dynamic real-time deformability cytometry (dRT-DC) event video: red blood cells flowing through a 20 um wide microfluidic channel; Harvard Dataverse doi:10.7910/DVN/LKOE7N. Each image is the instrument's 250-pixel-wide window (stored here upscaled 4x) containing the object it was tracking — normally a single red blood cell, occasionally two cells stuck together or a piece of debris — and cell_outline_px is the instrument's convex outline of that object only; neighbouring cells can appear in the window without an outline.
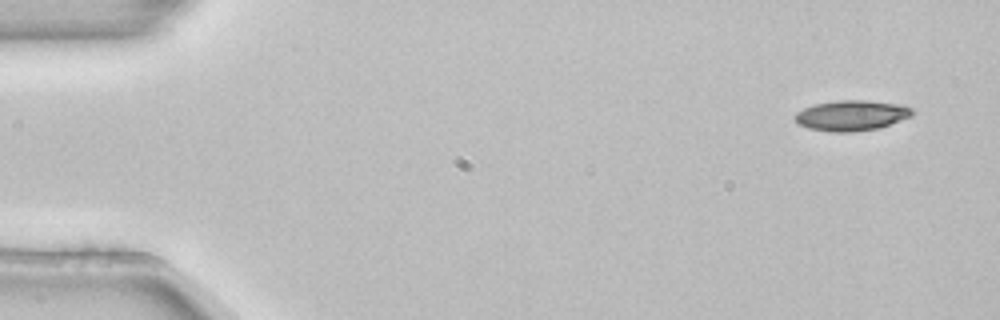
{"species": "common noctule bat (a hibernating species)", "species_latin": "Nyctalus noctula", "temperature_condition": "room temperature", "stored_images_in_passage": 4, "camera_frame_rate_fps": 3000, "um_per_image_px": 0.085, "animal": {"sex": "female", "body_mass_g": 22.7, "forearm_length_mm": 54.2}, "frame": {"image": 1, "passage_image": 1, "time_ms": 0.0, "image_size_px": [1000, 320], "cell_outline_px": [[916, 112], [912, 116], [876, 128], [852, 132], [832, 132], [808, 128], [800, 124], [792, 116], [796, 112], [804, 108], [816, 104], [836, 100], [868, 100], [904, 104], [912, 108]], "centroid_in_image_um": [72.4, 9.8], "position_along_channel_um": 12.6, "area_um2": 20.87}}
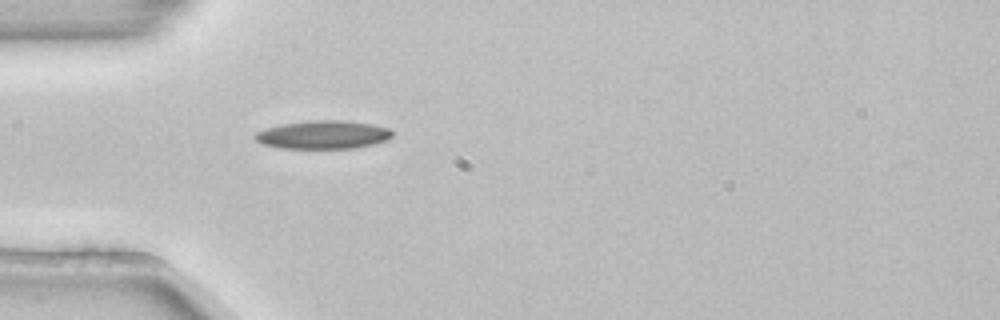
{"frame": {"image": 2, "passage_image": 4, "time_ms": 1.0, "image_size_px": [1000, 320], "cell_outline_px": [[392, 136], [388, 140], [356, 148], [280, 148], [264, 144], [256, 140], [252, 136], [256, 132], [280, 124], [308, 120], [344, 120], [372, 124], [388, 128], [392, 132]], "centroid_in_image_um": [27.46, 11.44], "position_along_channel_um": 57.5, "area_um2": 22.66}}